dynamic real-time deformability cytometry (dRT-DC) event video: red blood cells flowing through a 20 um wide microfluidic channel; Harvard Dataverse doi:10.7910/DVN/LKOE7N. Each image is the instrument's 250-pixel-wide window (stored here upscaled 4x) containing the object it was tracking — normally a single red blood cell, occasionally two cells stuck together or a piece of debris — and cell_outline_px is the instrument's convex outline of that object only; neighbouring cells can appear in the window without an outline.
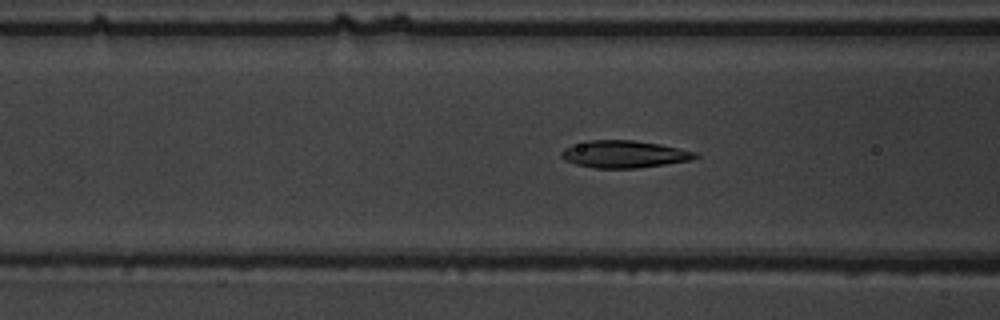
{"species": "common noctule bat (a hibernating species)", "species_latin": "Nyctalus noctula", "temperature_condition": "warm", "stored_images_in_passage": 38, "camera_frame_rate_fps": 3000, "um_per_image_px": 0.085, "animal": {"sex": "male", "body_mass_g": 19.5, "forearm_length_mm": 54.6}, "frame": {"image": 1, "passage_image": 14, "time_ms": 4.333, "image_size_px": [1000, 320], "cell_outline_px": [[700, 156], [692, 160], [636, 168], [592, 168], [576, 164], [564, 160], [560, 156], [560, 152], [564, 148], [588, 140], [632, 140], [660, 144], [696, 152]], "centroid_in_image_um": [53.04, 13.11], "position_along_channel_um": 113.6, "area_um2": 21.21}}
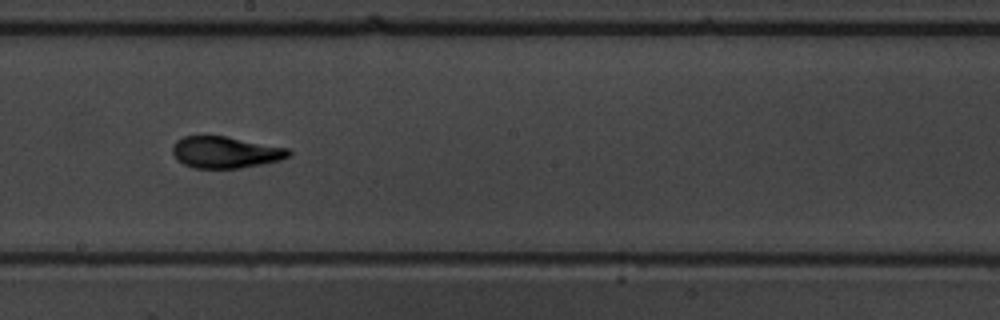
{"frame": {"image": 2, "passage_image": 23, "time_ms": 7.333, "image_size_px": [1000, 320], "cell_outline_px": [[292, 152], [288, 156], [280, 160], [240, 168], [192, 168], [176, 160], [172, 152], [172, 148], [176, 140], [184, 136], [224, 136], [288, 148]], "centroid_in_image_um": [19.12, 12.95], "position_along_channel_um": 229.1, "area_um2": 21.27}}
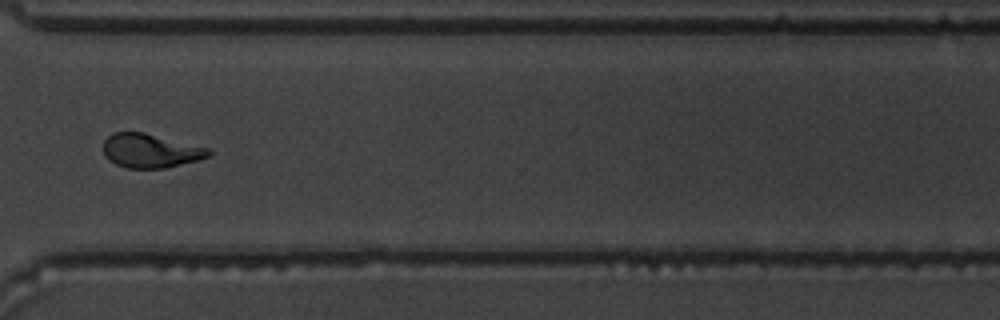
{"frame": {"image": 3, "passage_image": 33, "time_ms": 10.667, "image_size_px": [1000, 320], "cell_outline_px": [[212, 152], [208, 156], [196, 160], [164, 168], [128, 168], [116, 164], [108, 160], [104, 156], [104, 140], [112, 132], [144, 132], [212, 148]], "centroid_in_image_um": [12.79, 12.8], "position_along_channel_um": 357.8, "area_um2": 20.92}, "authors_computed_cell_mechanics": {"area_um2": 21.1837, "velocity_mm_per_s": 3.8595, "shape_relaxation_time_tau1_ms": 5.0941, "shape_relaxation_time_tau2_ms": 1.5569, "deformation_change_tau1": 0.2093, "deformation_change_tau2": 0.1025}}